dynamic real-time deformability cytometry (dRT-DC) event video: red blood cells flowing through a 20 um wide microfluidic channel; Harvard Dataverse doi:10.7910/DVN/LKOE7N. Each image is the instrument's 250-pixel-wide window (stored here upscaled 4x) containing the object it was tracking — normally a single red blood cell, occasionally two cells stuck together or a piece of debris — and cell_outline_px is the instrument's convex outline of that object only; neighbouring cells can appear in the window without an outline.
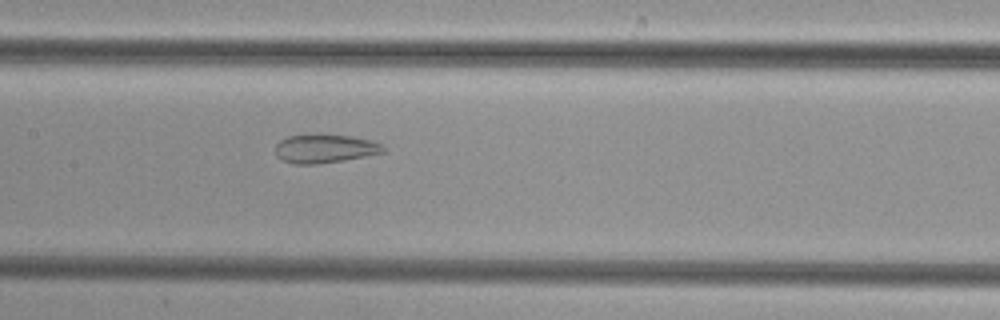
{"species": "common noctule bat (a hibernating species)", "species_latin": "Nyctalus noctula", "temperature_condition": "cold", "stored_images_in_passage": 42, "camera_frame_rate_fps": 3000, "um_per_image_px": 0.085, "animal": {"sex": "female", "body_mass_g": 29.2, "forearm_length_mm": 56.3}, "frame": {"image": 1, "passage_image": 16, "time_ms": 5.0, "image_size_px": [1000, 320], "cell_outline_px": [[384, 152], [344, 160], [316, 164], [296, 164], [280, 160], [276, 156], [276, 144], [280, 140], [288, 136], [352, 136], [372, 140], [380, 144], [384, 148]], "centroid_in_image_um": [27.59, 12.66], "position_along_channel_um": 179.8, "area_um2": 17.51}}
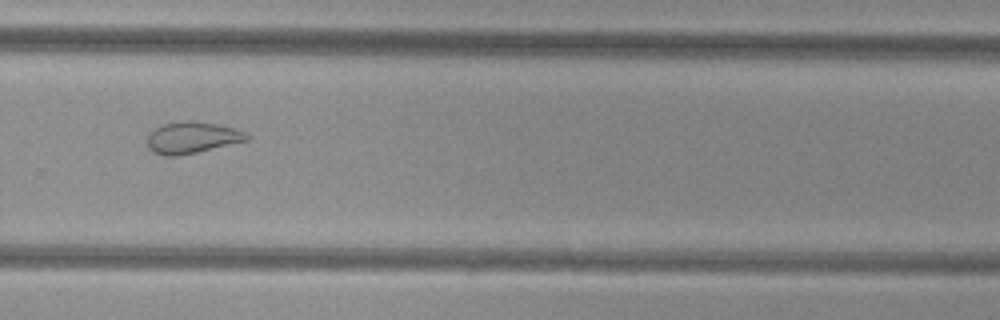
{"frame": {"image": 2, "passage_image": 26, "time_ms": 8.333, "image_size_px": [1000, 320], "cell_outline_px": [[252, 140], [196, 152], [176, 156], [164, 156], [148, 148], [148, 136], [156, 128], [164, 124], [188, 120], [196, 120], [236, 128], [252, 136]], "centroid_in_image_um": [16.41, 11.69], "position_along_channel_um": 313.4, "area_um2": 18.32}}
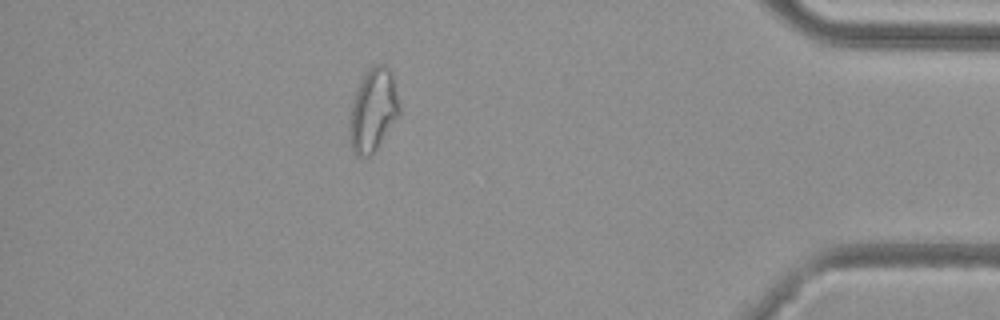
{"frame": {"image": 3, "passage_image": 36, "time_ms": 11.667, "image_size_px": [1000, 320], "cell_outline_px": [[400, 112], [376, 148], [368, 156], [356, 156], [352, 152], [348, 132], [352, 104], [360, 80], [368, 68], [372, 64], [384, 64], [388, 68], [392, 76], [400, 108]], "centroid_in_image_um": [31.68, 9.35], "position_along_channel_um": 403.5, "area_um2": 23.64}}